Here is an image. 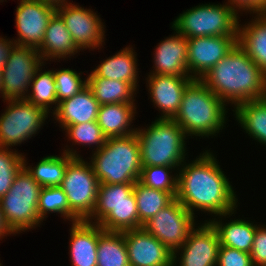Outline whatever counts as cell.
<instances>
[{"label": "cell", "mask_w": 266, "mask_h": 266, "mask_svg": "<svg viewBox=\"0 0 266 266\" xmlns=\"http://www.w3.org/2000/svg\"><path fill=\"white\" fill-rule=\"evenodd\" d=\"M226 104L200 79L184 89L181 105L172 118L188 136H215L226 124Z\"/></svg>", "instance_id": "obj_3"}, {"label": "cell", "mask_w": 266, "mask_h": 266, "mask_svg": "<svg viewBox=\"0 0 266 266\" xmlns=\"http://www.w3.org/2000/svg\"><path fill=\"white\" fill-rule=\"evenodd\" d=\"M226 4L236 13L238 10L255 15L266 13V0H228Z\"/></svg>", "instance_id": "obj_41"}, {"label": "cell", "mask_w": 266, "mask_h": 266, "mask_svg": "<svg viewBox=\"0 0 266 266\" xmlns=\"http://www.w3.org/2000/svg\"><path fill=\"white\" fill-rule=\"evenodd\" d=\"M18 4L15 22L19 37L13 41L16 45L38 49L56 8L36 0H20Z\"/></svg>", "instance_id": "obj_15"}, {"label": "cell", "mask_w": 266, "mask_h": 266, "mask_svg": "<svg viewBox=\"0 0 266 266\" xmlns=\"http://www.w3.org/2000/svg\"><path fill=\"white\" fill-rule=\"evenodd\" d=\"M59 213L65 219L70 221V206L67 196L64 191L59 187H42L38 199V215L39 219L43 222L47 214Z\"/></svg>", "instance_id": "obj_35"}, {"label": "cell", "mask_w": 266, "mask_h": 266, "mask_svg": "<svg viewBox=\"0 0 266 266\" xmlns=\"http://www.w3.org/2000/svg\"><path fill=\"white\" fill-rule=\"evenodd\" d=\"M238 16L226 3L202 4L180 14L172 22V29L186 38L237 36Z\"/></svg>", "instance_id": "obj_7"}, {"label": "cell", "mask_w": 266, "mask_h": 266, "mask_svg": "<svg viewBox=\"0 0 266 266\" xmlns=\"http://www.w3.org/2000/svg\"><path fill=\"white\" fill-rule=\"evenodd\" d=\"M24 155L0 147V198L11 188L15 175L23 167Z\"/></svg>", "instance_id": "obj_37"}, {"label": "cell", "mask_w": 266, "mask_h": 266, "mask_svg": "<svg viewBox=\"0 0 266 266\" xmlns=\"http://www.w3.org/2000/svg\"><path fill=\"white\" fill-rule=\"evenodd\" d=\"M200 80L225 104H234V108L242 102L266 97V74L238 44Z\"/></svg>", "instance_id": "obj_2"}, {"label": "cell", "mask_w": 266, "mask_h": 266, "mask_svg": "<svg viewBox=\"0 0 266 266\" xmlns=\"http://www.w3.org/2000/svg\"><path fill=\"white\" fill-rule=\"evenodd\" d=\"M2 90V70L0 69V94Z\"/></svg>", "instance_id": "obj_44"}, {"label": "cell", "mask_w": 266, "mask_h": 266, "mask_svg": "<svg viewBox=\"0 0 266 266\" xmlns=\"http://www.w3.org/2000/svg\"><path fill=\"white\" fill-rule=\"evenodd\" d=\"M42 60L71 57L80 50L77 48L72 35L69 33L61 16L55 12L51 17L44 33V40L37 49Z\"/></svg>", "instance_id": "obj_21"}, {"label": "cell", "mask_w": 266, "mask_h": 266, "mask_svg": "<svg viewBox=\"0 0 266 266\" xmlns=\"http://www.w3.org/2000/svg\"><path fill=\"white\" fill-rule=\"evenodd\" d=\"M219 248L218 233L206 220L200 227H194L185 243L173 252V266L178 262L179 266H216ZM177 253L180 254V258H177Z\"/></svg>", "instance_id": "obj_12"}, {"label": "cell", "mask_w": 266, "mask_h": 266, "mask_svg": "<svg viewBox=\"0 0 266 266\" xmlns=\"http://www.w3.org/2000/svg\"><path fill=\"white\" fill-rule=\"evenodd\" d=\"M134 104L112 103L100 105L97 123L106 138L127 136L136 133L137 128L129 127L136 114Z\"/></svg>", "instance_id": "obj_22"}, {"label": "cell", "mask_w": 266, "mask_h": 266, "mask_svg": "<svg viewBox=\"0 0 266 266\" xmlns=\"http://www.w3.org/2000/svg\"><path fill=\"white\" fill-rule=\"evenodd\" d=\"M135 51L125 47L96 66L92 73L97 77L131 83L137 89L138 69Z\"/></svg>", "instance_id": "obj_25"}, {"label": "cell", "mask_w": 266, "mask_h": 266, "mask_svg": "<svg viewBox=\"0 0 266 266\" xmlns=\"http://www.w3.org/2000/svg\"><path fill=\"white\" fill-rule=\"evenodd\" d=\"M192 80L191 77L174 75H148L151 100L162 111L159 118L172 119L177 114L184 89Z\"/></svg>", "instance_id": "obj_17"}, {"label": "cell", "mask_w": 266, "mask_h": 266, "mask_svg": "<svg viewBox=\"0 0 266 266\" xmlns=\"http://www.w3.org/2000/svg\"><path fill=\"white\" fill-rule=\"evenodd\" d=\"M99 182L90 163L74 158L67 166L59 186L67 196L70 221L87 220L95 208Z\"/></svg>", "instance_id": "obj_8"}, {"label": "cell", "mask_w": 266, "mask_h": 266, "mask_svg": "<svg viewBox=\"0 0 266 266\" xmlns=\"http://www.w3.org/2000/svg\"><path fill=\"white\" fill-rule=\"evenodd\" d=\"M134 195L137 202L140 228L175 199L170 193L148 188L139 181L134 184Z\"/></svg>", "instance_id": "obj_31"}, {"label": "cell", "mask_w": 266, "mask_h": 266, "mask_svg": "<svg viewBox=\"0 0 266 266\" xmlns=\"http://www.w3.org/2000/svg\"><path fill=\"white\" fill-rule=\"evenodd\" d=\"M43 65L42 57L34 47L13 46L2 69L1 96L6 103L27 98L34 74Z\"/></svg>", "instance_id": "obj_10"}, {"label": "cell", "mask_w": 266, "mask_h": 266, "mask_svg": "<svg viewBox=\"0 0 266 266\" xmlns=\"http://www.w3.org/2000/svg\"><path fill=\"white\" fill-rule=\"evenodd\" d=\"M86 80L87 86L100 105L131 104L135 101L134 96L137 90L131 83L97 77L92 72Z\"/></svg>", "instance_id": "obj_27"}, {"label": "cell", "mask_w": 266, "mask_h": 266, "mask_svg": "<svg viewBox=\"0 0 266 266\" xmlns=\"http://www.w3.org/2000/svg\"><path fill=\"white\" fill-rule=\"evenodd\" d=\"M98 225L108 232L139 229L140 221L134 192L131 194V203L117 205Z\"/></svg>", "instance_id": "obj_33"}, {"label": "cell", "mask_w": 266, "mask_h": 266, "mask_svg": "<svg viewBox=\"0 0 266 266\" xmlns=\"http://www.w3.org/2000/svg\"><path fill=\"white\" fill-rule=\"evenodd\" d=\"M130 266H173L171 252L143 227L124 231Z\"/></svg>", "instance_id": "obj_16"}, {"label": "cell", "mask_w": 266, "mask_h": 266, "mask_svg": "<svg viewBox=\"0 0 266 266\" xmlns=\"http://www.w3.org/2000/svg\"><path fill=\"white\" fill-rule=\"evenodd\" d=\"M14 234L16 235L8 226V224L5 221L4 214L2 211V208L0 206V239L3 238L4 236Z\"/></svg>", "instance_id": "obj_43"}, {"label": "cell", "mask_w": 266, "mask_h": 266, "mask_svg": "<svg viewBox=\"0 0 266 266\" xmlns=\"http://www.w3.org/2000/svg\"><path fill=\"white\" fill-rule=\"evenodd\" d=\"M42 187L22 169L15 175L10 190L0 198L4 218L10 229L18 234L41 224L38 199Z\"/></svg>", "instance_id": "obj_6"}, {"label": "cell", "mask_w": 266, "mask_h": 266, "mask_svg": "<svg viewBox=\"0 0 266 266\" xmlns=\"http://www.w3.org/2000/svg\"><path fill=\"white\" fill-rule=\"evenodd\" d=\"M97 266H130L124 232H108L99 226Z\"/></svg>", "instance_id": "obj_30"}, {"label": "cell", "mask_w": 266, "mask_h": 266, "mask_svg": "<svg viewBox=\"0 0 266 266\" xmlns=\"http://www.w3.org/2000/svg\"><path fill=\"white\" fill-rule=\"evenodd\" d=\"M187 40V70L192 79H201L237 44V36H204Z\"/></svg>", "instance_id": "obj_14"}, {"label": "cell", "mask_w": 266, "mask_h": 266, "mask_svg": "<svg viewBox=\"0 0 266 266\" xmlns=\"http://www.w3.org/2000/svg\"><path fill=\"white\" fill-rule=\"evenodd\" d=\"M195 216L176 198L161 209L143 228L156 237L171 252L179 249L195 227Z\"/></svg>", "instance_id": "obj_11"}, {"label": "cell", "mask_w": 266, "mask_h": 266, "mask_svg": "<svg viewBox=\"0 0 266 266\" xmlns=\"http://www.w3.org/2000/svg\"><path fill=\"white\" fill-rule=\"evenodd\" d=\"M15 42L13 40L4 39L0 36V69L2 70L6 61L8 60L9 54Z\"/></svg>", "instance_id": "obj_42"}, {"label": "cell", "mask_w": 266, "mask_h": 266, "mask_svg": "<svg viewBox=\"0 0 266 266\" xmlns=\"http://www.w3.org/2000/svg\"><path fill=\"white\" fill-rule=\"evenodd\" d=\"M178 167L168 166H146L142 167L139 182L148 188L161 190L170 193L174 198L177 195L178 176H174L172 169ZM170 171V172H169Z\"/></svg>", "instance_id": "obj_34"}, {"label": "cell", "mask_w": 266, "mask_h": 266, "mask_svg": "<svg viewBox=\"0 0 266 266\" xmlns=\"http://www.w3.org/2000/svg\"><path fill=\"white\" fill-rule=\"evenodd\" d=\"M66 28L81 51L95 49L102 45L105 38L104 25L99 16L90 9L72 3L56 8Z\"/></svg>", "instance_id": "obj_13"}, {"label": "cell", "mask_w": 266, "mask_h": 266, "mask_svg": "<svg viewBox=\"0 0 266 266\" xmlns=\"http://www.w3.org/2000/svg\"><path fill=\"white\" fill-rule=\"evenodd\" d=\"M216 266H253V263L250 253L220 245Z\"/></svg>", "instance_id": "obj_39"}, {"label": "cell", "mask_w": 266, "mask_h": 266, "mask_svg": "<svg viewBox=\"0 0 266 266\" xmlns=\"http://www.w3.org/2000/svg\"><path fill=\"white\" fill-rule=\"evenodd\" d=\"M8 102L0 116V147L10 149L34 136L49 114L26 99Z\"/></svg>", "instance_id": "obj_9"}, {"label": "cell", "mask_w": 266, "mask_h": 266, "mask_svg": "<svg viewBox=\"0 0 266 266\" xmlns=\"http://www.w3.org/2000/svg\"><path fill=\"white\" fill-rule=\"evenodd\" d=\"M216 160L207 150L192 163H183L181 169H177L176 199L194 216L197 209L215 217H230L238 207L236 192Z\"/></svg>", "instance_id": "obj_1"}, {"label": "cell", "mask_w": 266, "mask_h": 266, "mask_svg": "<svg viewBox=\"0 0 266 266\" xmlns=\"http://www.w3.org/2000/svg\"><path fill=\"white\" fill-rule=\"evenodd\" d=\"M220 220H209L218 233L220 245L250 253L257 225L239 218L226 224Z\"/></svg>", "instance_id": "obj_26"}, {"label": "cell", "mask_w": 266, "mask_h": 266, "mask_svg": "<svg viewBox=\"0 0 266 266\" xmlns=\"http://www.w3.org/2000/svg\"><path fill=\"white\" fill-rule=\"evenodd\" d=\"M234 110L236 120L246 133L266 145V97L242 102Z\"/></svg>", "instance_id": "obj_28"}, {"label": "cell", "mask_w": 266, "mask_h": 266, "mask_svg": "<svg viewBox=\"0 0 266 266\" xmlns=\"http://www.w3.org/2000/svg\"><path fill=\"white\" fill-rule=\"evenodd\" d=\"M74 158H80V155L76 150L67 148L61 156L42 158L35 167L27 166L24 156L23 167L41 187H57L61 185L66 168Z\"/></svg>", "instance_id": "obj_24"}, {"label": "cell", "mask_w": 266, "mask_h": 266, "mask_svg": "<svg viewBox=\"0 0 266 266\" xmlns=\"http://www.w3.org/2000/svg\"><path fill=\"white\" fill-rule=\"evenodd\" d=\"M99 107L100 104L91 89L86 86L73 97L59 102L53 115L60 123V127L64 129L69 125L96 121Z\"/></svg>", "instance_id": "obj_20"}, {"label": "cell", "mask_w": 266, "mask_h": 266, "mask_svg": "<svg viewBox=\"0 0 266 266\" xmlns=\"http://www.w3.org/2000/svg\"><path fill=\"white\" fill-rule=\"evenodd\" d=\"M66 130V131H65ZM64 131L68 135L69 140L79 145H96V150L102 148L106 142L101 127L96 121H90L87 123H81L76 125H69L64 128Z\"/></svg>", "instance_id": "obj_36"}, {"label": "cell", "mask_w": 266, "mask_h": 266, "mask_svg": "<svg viewBox=\"0 0 266 266\" xmlns=\"http://www.w3.org/2000/svg\"><path fill=\"white\" fill-rule=\"evenodd\" d=\"M70 260L72 266H97L99 225L86 220L72 222Z\"/></svg>", "instance_id": "obj_19"}, {"label": "cell", "mask_w": 266, "mask_h": 266, "mask_svg": "<svg viewBox=\"0 0 266 266\" xmlns=\"http://www.w3.org/2000/svg\"><path fill=\"white\" fill-rule=\"evenodd\" d=\"M157 46L153 59L155 70L149 75L191 77L187 70L188 40L186 37L176 31L175 35L164 39Z\"/></svg>", "instance_id": "obj_18"}, {"label": "cell", "mask_w": 266, "mask_h": 266, "mask_svg": "<svg viewBox=\"0 0 266 266\" xmlns=\"http://www.w3.org/2000/svg\"><path fill=\"white\" fill-rule=\"evenodd\" d=\"M80 74L70 68L53 70L58 103L73 97L87 86V80L83 81Z\"/></svg>", "instance_id": "obj_38"}, {"label": "cell", "mask_w": 266, "mask_h": 266, "mask_svg": "<svg viewBox=\"0 0 266 266\" xmlns=\"http://www.w3.org/2000/svg\"><path fill=\"white\" fill-rule=\"evenodd\" d=\"M250 22L239 24L237 44L266 74V13L256 15Z\"/></svg>", "instance_id": "obj_23"}, {"label": "cell", "mask_w": 266, "mask_h": 266, "mask_svg": "<svg viewBox=\"0 0 266 266\" xmlns=\"http://www.w3.org/2000/svg\"><path fill=\"white\" fill-rule=\"evenodd\" d=\"M140 144L141 167H179L187 155L184 130L173 120L157 118L146 129L136 130Z\"/></svg>", "instance_id": "obj_5"}, {"label": "cell", "mask_w": 266, "mask_h": 266, "mask_svg": "<svg viewBox=\"0 0 266 266\" xmlns=\"http://www.w3.org/2000/svg\"><path fill=\"white\" fill-rule=\"evenodd\" d=\"M90 165L99 184H135L141 174L140 144L137 134L107 138L92 153Z\"/></svg>", "instance_id": "obj_4"}, {"label": "cell", "mask_w": 266, "mask_h": 266, "mask_svg": "<svg viewBox=\"0 0 266 266\" xmlns=\"http://www.w3.org/2000/svg\"><path fill=\"white\" fill-rule=\"evenodd\" d=\"M30 88L31 94H27V101L43 108L48 114L51 110L50 105L55 104V107L53 106L54 110L52 109V111L54 112L56 110L58 102L53 70L42 72V68H39L34 74Z\"/></svg>", "instance_id": "obj_32"}, {"label": "cell", "mask_w": 266, "mask_h": 266, "mask_svg": "<svg viewBox=\"0 0 266 266\" xmlns=\"http://www.w3.org/2000/svg\"><path fill=\"white\" fill-rule=\"evenodd\" d=\"M133 192L134 184H99L95 208L86 221L99 224L117 205L131 203Z\"/></svg>", "instance_id": "obj_29"}, {"label": "cell", "mask_w": 266, "mask_h": 266, "mask_svg": "<svg viewBox=\"0 0 266 266\" xmlns=\"http://www.w3.org/2000/svg\"><path fill=\"white\" fill-rule=\"evenodd\" d=\"M266 225H258L250 251L253 266L266 265Z\"/></svg>", "instance_id": "obj_40"}]
</instances>
